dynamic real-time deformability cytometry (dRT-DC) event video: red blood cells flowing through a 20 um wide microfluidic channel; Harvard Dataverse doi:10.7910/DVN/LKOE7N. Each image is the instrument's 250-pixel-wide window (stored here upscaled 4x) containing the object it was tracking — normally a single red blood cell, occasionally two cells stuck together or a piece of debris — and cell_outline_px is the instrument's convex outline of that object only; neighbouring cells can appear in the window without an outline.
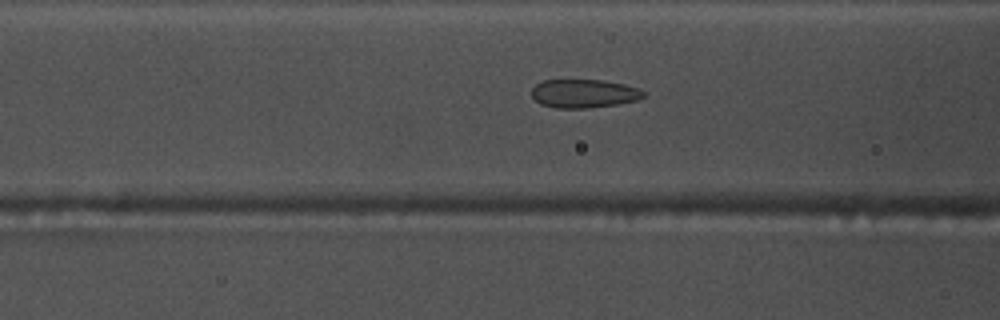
{"species": "common noctule bat (a hibernating species)", "species_latin": "Nyctalus noctula", "temperature_condition": "warm", "stored_images_in_passage": 11, "camera_frame_rate_fps": 3000, "um_per_image_px": 0.085, "animal": {"sex": "male", "body_mass_g": 17.5, "forearm_length_mm": 52.3}, "frame": {"image": 1, "passage_image": 5, "time_ms": 1.333, "image_size_px": [1000, 320], "cell_outline_px": [[644, 96], [636, 100], [616, 104], [588, 108], [556, 108], [540, 104], [532, 96], [532, 88], [536, 84], [544, 80], [600, 80], [624, 84], [640, 88], [644, 92]], "centroid_in_image_um": [49.62, 7.95], "position_along_channel_um": 117.0, "area_um2": 18.5}}
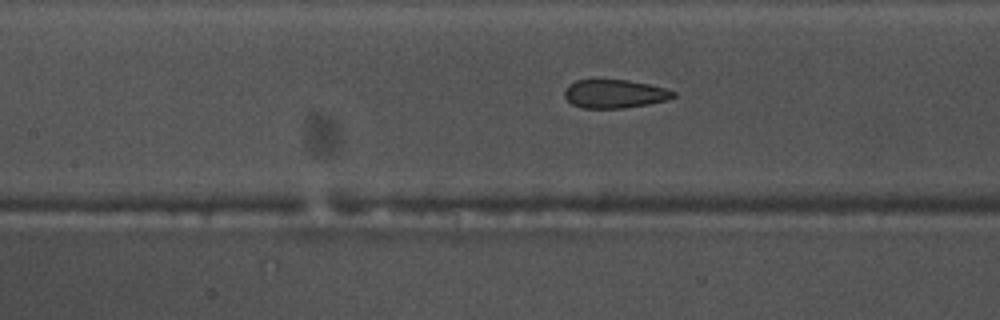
{"frame": {"image": 2, "passage_image": 8, "time_ms": 2.333, "image_size_px": [1000, 320], "cell_outline_px": [[676, 96], [668, 100], [648, 104], [624, 108], [584, 108], [572, 104], [564, 96], [564, 92], [576, 80], [628, 80], [668, 88], [676, 92]], "centroid_in_image_um": [52.31, 7.98], "position_along_channel_um": 155.1, "area_um2": 17.98}}